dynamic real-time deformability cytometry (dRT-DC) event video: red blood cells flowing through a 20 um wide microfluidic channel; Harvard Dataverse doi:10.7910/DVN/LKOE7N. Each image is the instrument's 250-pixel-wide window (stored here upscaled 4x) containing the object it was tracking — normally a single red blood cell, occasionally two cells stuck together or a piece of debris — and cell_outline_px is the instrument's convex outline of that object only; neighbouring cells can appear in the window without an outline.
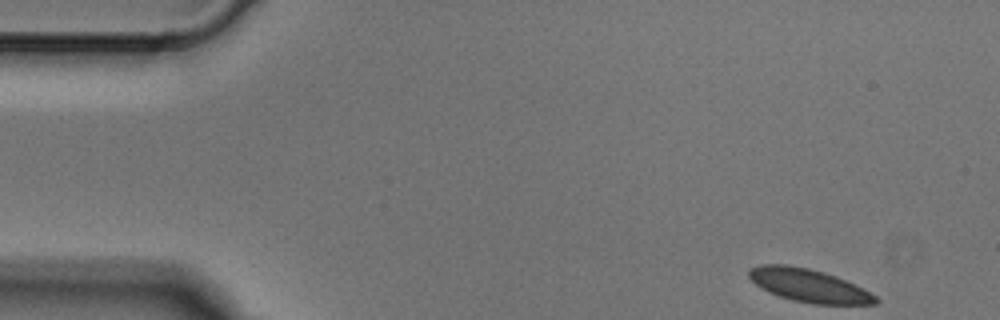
{"species": "Egyptian fruit bat (a non-hibernating species)", "species_latin": "Rousettus aegyptiacus", "temperature_condition": "cold", "stored_images_in_passage": 7, "camera_frame_rate_fps": 3000, "um_per_image_px": 0.085, "animal": {"sex": "male"}, "frame": {"image": 1, "passage_image": 1, "time_ms": 0.0, "image_size_px": [1000, 320], "cell_outline_px": [[880, 300], [876, 304], [812, 304], [792, 300], [768, 292], [760, 288], [748, 276], [748, 268], [760, 264], [788, 264], [808, 268], [824, 272], [836, 276], [876, 296]], "centroid_in_image_um": [68.69, 24.26], "position_along_channel_um": 16.3, "area_um2": 24.33}}
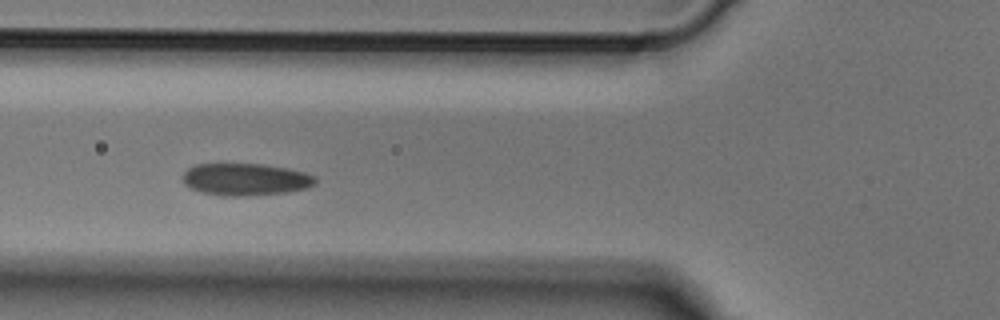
{"frame": {"image": 2, "passage_image": 5, "time_ms": 1.333, "image_size_px": [1000, 320], "cell_outline_px": [[316, 184], [308, 188], [288, 192], [240, 196], [224, 196], [204, 192], [188, 188], [180, 180], [180, 176], [188, 168], [196, 164], [260, 164], [288, 168], [304, 172], [316, 176]], "centroid_in_image_um": [20.84, 15.25], "position_along_channel_um": 105.0, "area_um2": 25.09}}
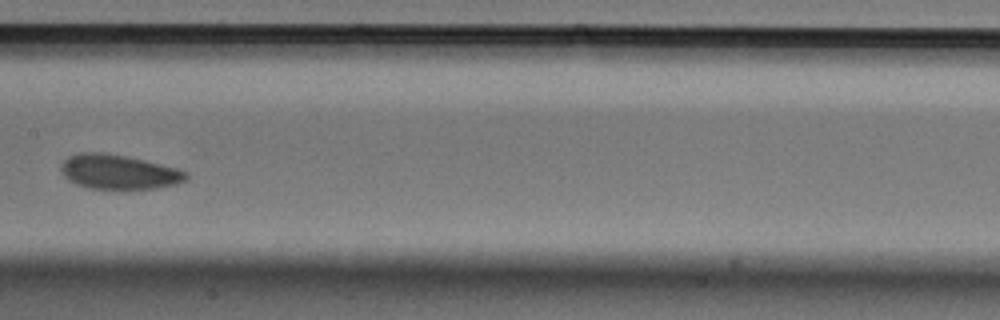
{"frame": {"image": 3, "passage_image": 7, "time_ms": 2.0, "image_size_px": [1000, 320], "cell_outline_px": [[188, 176], [184, 180], [176, 184], [156, 188], [88, 188], [76, 184], [68, 180], [60, 172], [60, 168], [64, 160], [68, 156], [80, 152], [100, 152], [128, 156], [176, 168], [188, 172]], "centroid_in_image_um": [10.05, 14.6], "position_along_channel_um": 197.4, "area_um2": 25.03}}